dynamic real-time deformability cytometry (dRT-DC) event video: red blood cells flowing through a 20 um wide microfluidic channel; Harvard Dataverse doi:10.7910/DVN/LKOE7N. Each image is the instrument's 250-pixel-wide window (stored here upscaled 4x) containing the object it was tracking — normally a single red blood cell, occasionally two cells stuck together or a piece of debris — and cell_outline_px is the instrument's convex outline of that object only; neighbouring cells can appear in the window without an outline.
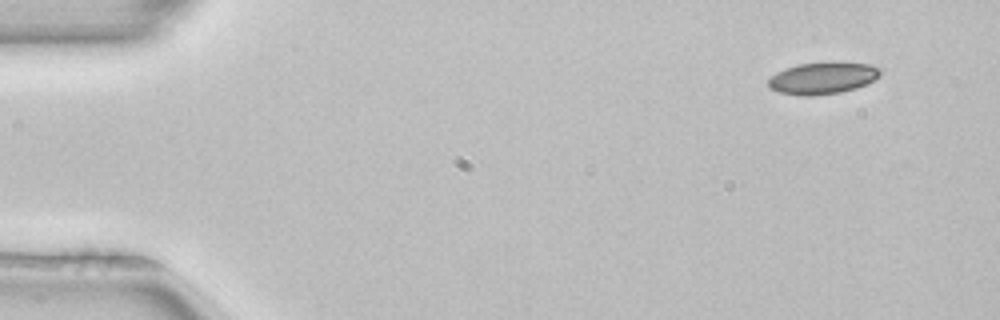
{"species": "common noctule bat (a hibernating species)", "species_latin": "Nyctalus noctula", "temperature_condition": "room temperature", "stored_images_in_passage": 3, "camera_frame_rate_fps": 3000, "um_per_image_px": 0.085, "animal": {"sex": "female", "body_mass_g": 22.7, "forearm_length_mm": 54.2}, "frame": {"image": 1, "passage_image": 1, "time_ms": 0.0, "image_size_px": [1000, 320], "cell_outline_px": [[880, 76], [856, 88], [840, 92], [812, 96], [804, 96], [780, 92], [768, 88], [768, 80], [776, 72], [784, 68], [796, 64], [832, 60], [868, 64], [880, 68]], "centroid_in_image_um": [69.9, 6.6], "position_along_channel_um": 15.1, "area_um2": 21.15}}
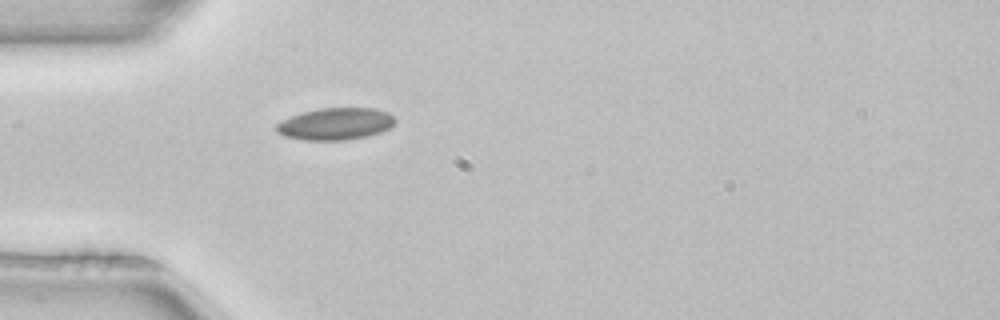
{"frame": {"image": 2, "passage_image": 3, "time_ms": 0.667, "image_size_px": [1000, 320], "cell_outline_px": [[396, 120], [388, 128], [380, 132], [368, 136], [344, 140], [304, 140], [284, 136], [276, 132], [276, 124], [280, 120], [304, 112], [320, 108], [376, 108], [388, 112]], "centroid_in_image_um": [28.5, 10.53], "position_along_channel_um": 56.5, "area_um2": 22.08}}